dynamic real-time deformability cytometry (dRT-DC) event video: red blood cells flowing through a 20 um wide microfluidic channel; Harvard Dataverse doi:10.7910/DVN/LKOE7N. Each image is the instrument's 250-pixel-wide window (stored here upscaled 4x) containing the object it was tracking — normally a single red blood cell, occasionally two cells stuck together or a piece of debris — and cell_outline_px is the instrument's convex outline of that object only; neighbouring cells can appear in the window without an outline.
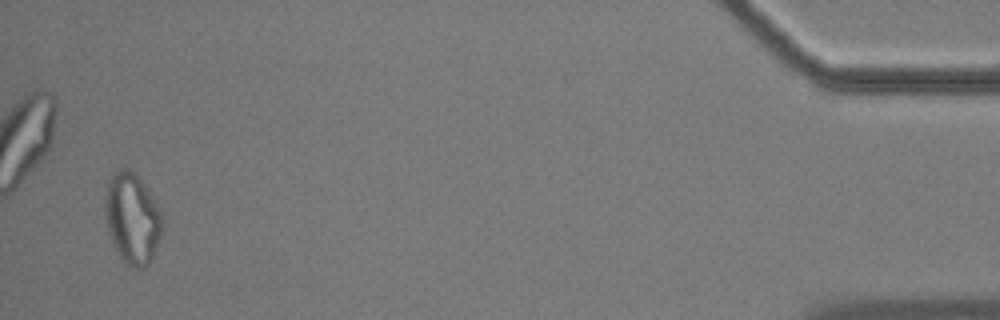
{"species": "common noctule bat (a hibernating species)", "species_latin": "Nyctalus noctula", "temperature_condition": "cold", "stored_images_in_passage": 54, "segment_of_instrument_passage": [2, 2], "camera_frame_rate_fps": 3000, "um_per_image_px": 0.085, "animal": {"sex": "male", "body_mass_g": 17.9}, "frame": {"image": 1, "passage_image": 53, "time_ms": 17.333, "image_size_px": [1000, 320], "cell_outline_px": [[160, 236], [152, 256], [148, 264], [144, 268], [128, 268], [120, 256], [108, 232], [104, 216], [104, 196], [108, 180], [120, 168], [128, 168], [140, 180], [152, 196], [160, 208]], "centroid_in_image_um": [11.19, 18.57], "position_along_channel_um": 424.0, "area_um2": 29.88}}